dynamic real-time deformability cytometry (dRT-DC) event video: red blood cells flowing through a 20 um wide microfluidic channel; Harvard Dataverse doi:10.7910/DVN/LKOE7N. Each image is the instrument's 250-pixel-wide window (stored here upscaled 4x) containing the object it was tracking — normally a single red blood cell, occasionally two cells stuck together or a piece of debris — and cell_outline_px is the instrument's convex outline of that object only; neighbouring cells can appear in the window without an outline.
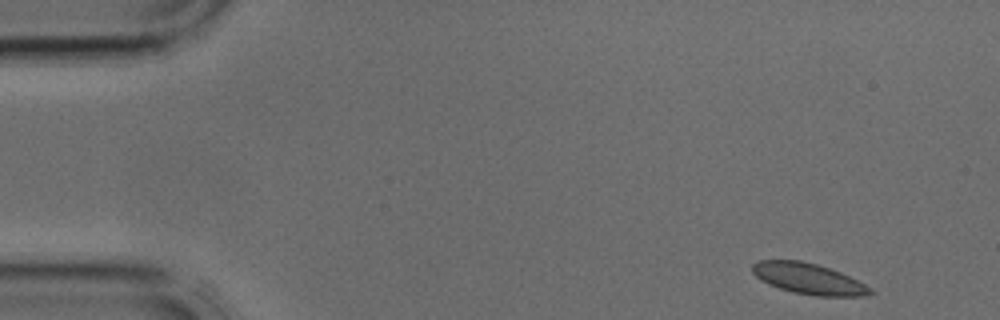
{"species": "common noctule bat (a hibernating species)", "species_latin": "Nyctalus noctula", "temperature_condition": "cold", "stored_images_in_passage": 3, "camera_frame_rate_fps": 3000, "um_per_image_px": 0.085, "animal": {"sex": "male", "body_mass_g": 17.9, "forearm_length_mm": 54.2}, "frame": {"image": 1, "passage_image": 1, "time_ms": 0.0, "image_size_px": [1000, 320], "cell_outline_px": [[876, 292], [872, 296], [816, 296], [792, 292], [768, 284], [756, 276], [752, 272], [752, 264], [760, 260], [800, 260], [816, 264], [840, 272], [872, 288]], "centroid_in_image_um": [68.76, 23.7], "position_along_channel_um": 16.2, "area_um2": 21.21}}